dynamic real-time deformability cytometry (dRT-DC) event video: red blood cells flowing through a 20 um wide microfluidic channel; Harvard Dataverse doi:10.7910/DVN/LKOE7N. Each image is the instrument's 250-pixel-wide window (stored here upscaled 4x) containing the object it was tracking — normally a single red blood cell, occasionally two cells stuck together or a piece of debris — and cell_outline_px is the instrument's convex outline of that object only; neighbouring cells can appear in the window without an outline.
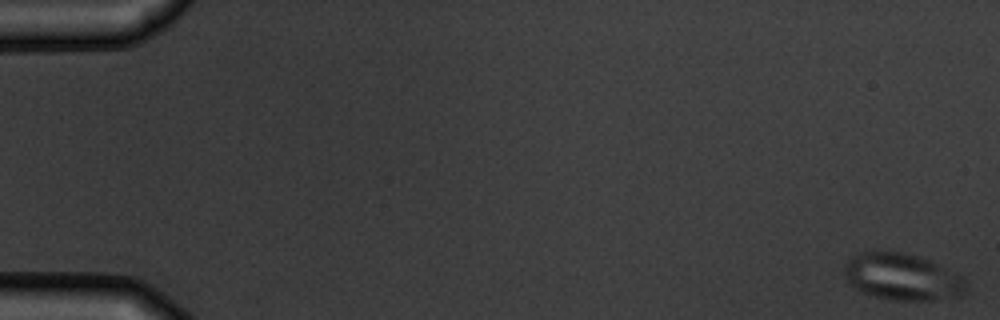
{"species": "common noctule bat (a hibernating species)", "species_latin": "Nyctalus noctula", "temperature_condition": "warm", "stored_images_in_passage": 5, "camera_frame_rate_fps": 3000, "um_per_image_px": 0.085, "animal": {"sex": "male", "body_mass_g": 19.5, "forearm_length_mm": 54.6}, "frame": {"image": 1, "passage_image": 1, "time_ms": 0.0, "image_size_px": [1000, 320], "cell_outline_px": [[964, 292], [960, 296], [932, 300], [892, 300], [876, 296], [864, 292], [856, 288], [844, 276], [844, 264], [852, 256], [860, 252], [904, 252], [928, 260], [964, 276]], "centroid_in_image_um": [76.68, 23.53], "position_along_channel_um": 8.3, "area_um2": 32.71}}